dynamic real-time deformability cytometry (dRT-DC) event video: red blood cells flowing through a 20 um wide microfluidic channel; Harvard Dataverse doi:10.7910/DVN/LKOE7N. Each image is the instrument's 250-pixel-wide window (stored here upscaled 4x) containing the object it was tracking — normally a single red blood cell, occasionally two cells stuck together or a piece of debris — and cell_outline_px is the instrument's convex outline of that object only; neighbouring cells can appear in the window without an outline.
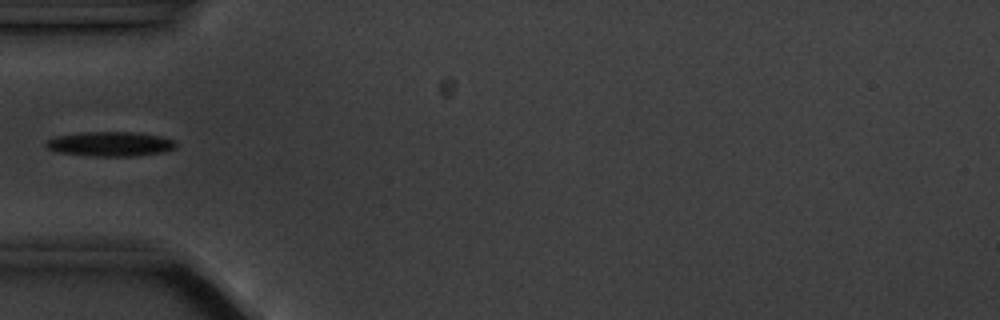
{"species": "common noctule bat (a hibernating species)", "species_latin": "Nyctalus noctula", "temperature_condition": "cold", "stored_images_in_passage": 6, "camera_frame_rate_fps": 3000, "um_per_image_px": 0.085, "animal": {"sex": "male", "body_mass_g": 20.1, "forearm_length_mm": 53.5}, "frame": {"image": 1, "passage_image": 6, "time_ms": 5.667, "image_size_px": [1000, 320], "cell_outline_px": [[176, 148], [160, 152], [136, 156], [92, 156], [56, 152], [48, 148], [44, 144], [48, 140], [56, 136], [80, 132], [136, 132], [160, 136], [176, 140]], "centroid_in_image_um": [9.37, 12.23], "position_along_channel_um": 75.6, "area_um2": 18.67}}